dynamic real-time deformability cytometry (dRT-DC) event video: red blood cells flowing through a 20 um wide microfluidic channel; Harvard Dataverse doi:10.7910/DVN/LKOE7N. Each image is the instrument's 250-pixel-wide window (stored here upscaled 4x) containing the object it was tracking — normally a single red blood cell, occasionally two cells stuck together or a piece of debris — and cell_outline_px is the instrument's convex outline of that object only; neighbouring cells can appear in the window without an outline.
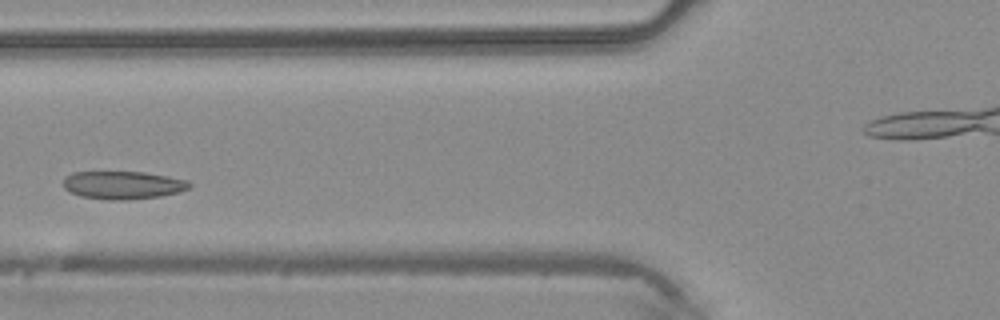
{"species": "common noctule bat (a hibernating species)", "species_latin": "Nyctalus noctula", "temperature_condition": "warm", "stored_images_in_passage": 6, "camera_frame_rate_fps": 3000, "um_per_image_px": 0.085, "animal": {"sex": "male", "body_mass_g": 20.4}, "frame": {"image": 1, "passage_image": 4, "time_ms": 1.0, "image_size_px": [1000, 320], "cell_outline_px": [[192, 188], [180, 192], [160, 196], [132, 200], [108, 200], [80, 196], [64, 188], [64, 180], [72, 172], [144, 172], [168, 176], [188, 180], [192, 184]], "centroid_in_image_um": [10.52, 15.74], "position_along_channel_um": 115.3, "area_um2": 20.69}}